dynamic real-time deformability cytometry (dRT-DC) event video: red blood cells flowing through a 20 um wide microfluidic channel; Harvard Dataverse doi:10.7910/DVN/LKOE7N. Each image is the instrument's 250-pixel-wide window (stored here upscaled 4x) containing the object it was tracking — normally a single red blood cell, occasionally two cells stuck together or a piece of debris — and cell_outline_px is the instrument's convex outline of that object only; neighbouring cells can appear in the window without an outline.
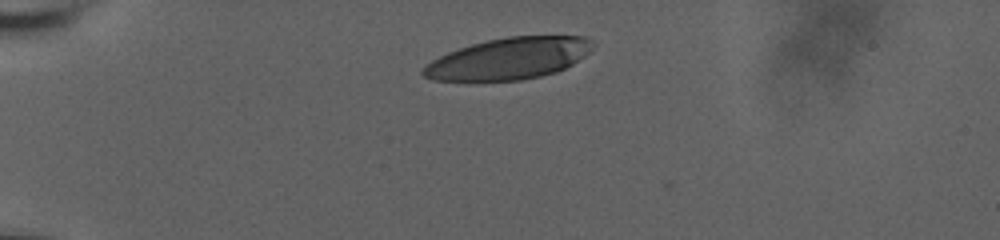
{"species": "human", "species_latin": "Homo sapiens", "temperature_condition": "room temperature", "stored_images_in_passage": 35, "camera_frame_rate_fps": 3000, "um_per_image_px": 0.085, "donor": {"sex": "male"}, "frame": {"image": 1, "passage_image": 1, "time_ms": 0.0, "image_size_px": [1000, 240], "cell_outline_px": [[596, 44], [584, 56], [572, 64], [556, 72], [540, 76], [520, 80], [472, 84], [432, 80], [424, 76], [420, 72], [424, 64], [448, 52], [472, 44], [488, 40], [508, 36], [588, 36]], "centroid_in_image_um": [43.17, 5.03], "position_along_channel_um": 41.8, "area_um2": 42.19}}
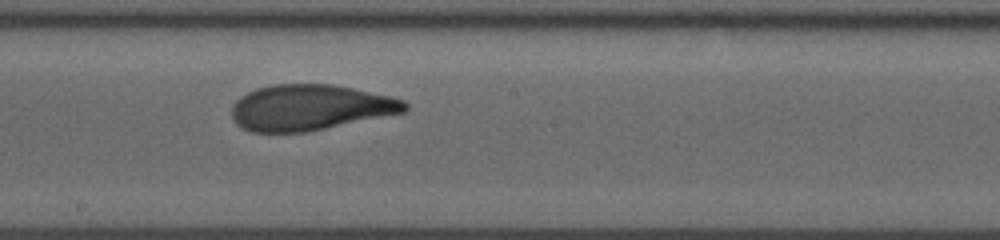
{"frame": {"image": 2, "passage_image": 20, "time_ms": 6.333, "image_size_px": [1000, 240], "cell_outline_px": [[408, 108], [404, 112], [304, 132], [252, 132], [236, 124], [232, 116], [232, 104], [240, 96], [256, 88], [272, 84], [332, 84], [392, 96], [404, 100], [408, 104]], "centroid_in_image_um": [26.33, 9.12], "position_along_channel_um": 221.9, "area_um2": 45.95}}
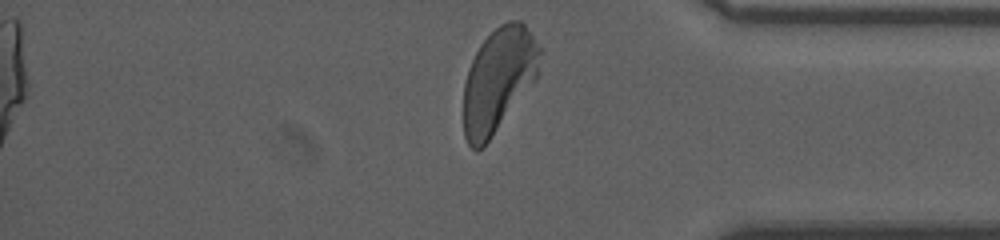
{"frame": {"image": 3, "passage_image": 35, "time_ms": 11.333, "image_size_px": [1000, 240], "cell_outline_px": [[544, 52], [536, 80], [484, 148], [476, 152], [468, 144], [464, 136], [464, 84], [468, 68], [480, 44], [500, 24], [508, 20], [520, 20], [524, 24], [544, 48]], "centroid_in_image_um": [42.41, 6.79], "position_along_channel_um": 392.8, "area_um2": 47.11}, "authors_computed_cell_mechanics": {"area_um2": 46.5868, "velocity_mm_per_s": 3.6856, "shape_relaxation_time_tau1_ms": 5.4696, "shape_relaxation_time_tau2_ms": 1.2414, "deformation_change_tau1": 0.2159, "deformation_change_tau2": 0.0806}}